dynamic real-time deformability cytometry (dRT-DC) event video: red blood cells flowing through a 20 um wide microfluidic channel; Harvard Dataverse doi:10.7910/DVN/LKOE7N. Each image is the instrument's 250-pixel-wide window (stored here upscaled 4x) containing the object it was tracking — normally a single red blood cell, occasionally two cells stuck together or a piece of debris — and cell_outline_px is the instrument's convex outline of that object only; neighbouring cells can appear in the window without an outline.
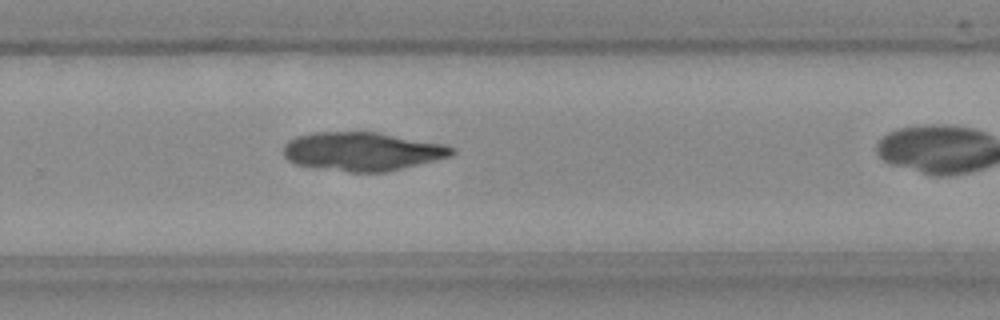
{"species": "Egyptian fruit bat (a non-hibernating species)", "species_latin": "Rousettus aegyptiacus", "temperature_condition": "room temperature", "stored_images_in_passage": 25, "camera_frame_rate_fps": 3000, "um_per_image_px": 0.085, "frame": {"image": 1, "passage_image": 18, "time_ms": 5.667, "image_size_px": [1000, 320], "cell_outline_px": [[456, 152], [452, 156], [388, 172], [348, 172], [296, 164], [288, 160], [284, 156], [284, 144], [288, 140], [296, 136], [316, 132], [380, 132], [444, 144], [456, 148]], "centroid_in_image_um": [30.83, 12.87], "position_along_channel_um": 299.0, "area_um2": 38.09}}